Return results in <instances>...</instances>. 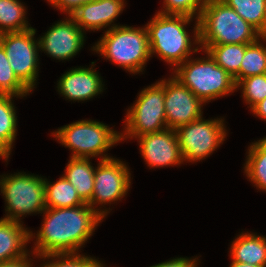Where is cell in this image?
I'll return each instance as SVG.
<instances>
[{
    "label": "cell",
    "mask_w": 266,
    "mask_h": 267,
    "mask_svg": "<svg viewBox=\"0 0 266 267\" xmlns=\"http://www.w3.org/2000/svg\"><path fill=\"white\" fill-rule=\"evenodd\" d=\"M266 147V137L259 140Z\"/></svg>",
    "instance_id": "8d00e7d4"
},
{
    "label": "cell",
    "mask_w": 266,
    "mask_h": 267,
    "mask_svg": "<svg viewBox=\"0 0 266 267\" xmlns=\"http://www.w3.org/2000/svg\"><path fill=\"white\" fill-rule=\"evenodd\" d=\"M95 169L90 158L70 157L63 175L75 187L85 203L93 196Z\"/></svg>",
    "instance_id": "ac0fdd59"
},
{
    "label": "cell",
    "mask_w": 266,
    "mask_h": 267,
    "mask_svg": "<svg viewBox=\"0 0 266 267\" xmlns=\"http://www.w3.org/2000/svg\"><path fill=\"white\" fill-rule=\"evenodd\" d=\"M44 220L36 235L33 253L37 257L48 254L78 253L103 218L88 204L75 207L46 208ZM36 236V237H34ZM77 251V252H76Z\"/></svg>",
    "instance_id": "6da1fadb"
},
{
    "label": "cell",
    "mask_w": 266,
    "mask_h": 267,
    "mask_svg": "<svg viewBox=\"0 0 266 267\" xmlns=\"http://www.w3.org/2000/svg\"><path fill=\"white\" fill-rule=\"evenodd\" d=\"M125 0H99L101 12V29L109 27L108 29L117 27L118 25L112 24L122 13ZM112 24V25H111ZM111 26V27H110Z\"/></svg>",
    "instance_id": "4dcf8cb0"
},
{
    "label": "cell",
    "mask_w": 266,
    "mask_h": 267,
    "mask_svg": "<svg viewBox=\"0 0 266 267\" xmlns=\"http://www.w3.org/2000/svg\"><path fill=\"white\" fill-rule=\"evenodd\" d=\"M22 257L17 260L7 261V262H0V267H33L34 265L31 264V258Z\"/></svg>",
    "instance_id": "836d02e7"
},
{
    "label": "cell",
    "mask_w": 266,
    "mask_h": 267,
    "mask_svg": "<svg viewBox=\"0 0 266 267\" xmlns=\"http://www.w3.org/2000/svg\"><path fill=\"white\" fill-rule=\"evenodd\" d=\"M52 134L60 144L72 150L71 157L94 158L101 155L100 160L113 158L105 152L121 141L119 132L95 120L76 121Z\"/></svg>",
    "instance_id": "8992f818"
},
{
    "label": "cell",
    "mask_w": 266,
    "mask_h": 267,
    "mask_svg": "<svg viewBox=\"0 0 266 267\" xmlns=\"http://www.w3.org/2000/svg\"><path fill=\"white\" fill-rule=\"evenodd\" d=\"M26 7L19 0H0V34L19 32L29 27Z\"/></svg>",
    "instance_id": "cb8c5ba5"
},
{
    "label": "cell",
    "mask_w": 266,
    "mask_h": 267,
    "mask_svg": "<svg viewBox=\"0 0 266 267\" xmlns=\"http://www.w3.org/2000/svg\"><path fill=\"white\" fill-rule=\"evenodd\" d=\"M71 17L77 26L84 32L85 30H101V12L99 0L83 4L71 15Z\"/></svg>",
    "instance_id": "f1b7e54d"
},
{
    "label": "cell",
    "mask_w": 266,
    "mask_h": 267,
    "mask_svg": "<svg viewBox=\"0 0 266 267\" xmlns=\"http://www.w3.org/2000/svg\"><path fill=\"white\" fill-rule=\"evenodd\" d=\"M31 91L18 79L0 43V95L25 97Z\"/></svg>",
    "instance_id": "484cf974"
},
{
    "label": "cell",
    "mask_w": 266,
    "mask_h": 267,
    "mask_svg": "<svg viewBox=\"0 0 266 267\" xmlns=\"http://www.w3.org/2000/svg\"><path fill=\"white\" fill-rule=\"evenodd\" d=\"M195 23V45L250 44L262 36L222 0H207Z\"/></svg>",
    "instance_id": "7a4b0ae2"
},
{
    "label": "cell",
    "mask_w": 266,
    "mask_h": 267,
    "mask_svg": "<svg viewBox=\"0 0 266 267\" xmlns=\"http://www.w3.org/2000/svg\"><path fill=\"white\" fill-rule=\"evenodd\" d=\"M97 165L93 196L88 204L104 219L109 211L96 209L98 208L96 205L104 207L106 203L121 201L130 189L131 173L124 162L115 158L100 160Z\"/></svg>",
    "instance_id": "8fae6325"
},
{
    "label": "cell",
    "mask_w": 266,
    "mask_h": 267,
    "mask_svg": "<svg viewBox=\"0 0 266 267\" xmlns=\"http://www.w3.org/2000/svg\"><path fill=\"white\" fill-rule=\"evenodd\" d=\"M266 36L259 37L245 48V54L240 65V80L250 76L266 74Z\"/></svg>",
    "instance_id": "d4e9b609"
},
{
    "label": "cell",
    "mask_w": 266,
    "mask_h": 267,
    "mask_svg": "<svg viewBox=\"0 0 266 267\" xmlns=\"http://www.w3.org/2000/svg\"><path fill=\"white\" fill-rule=\"evenodd\" d=\"M104 33L92 47V51L133 74L144 71L145 64L151 57L146 26L135 28L119 25Z\"/></svg>",
    "instance_id": "277c9868"
},
{
    "label": "cell",
    "mask_w": 266,
    "mask_h": 267,
    "mask_svg": "<svg viewBox=\"0 0 266 267\" xmlns=\"http://www.w3.org/2000/svg\"><path fill=\"white\" fill-rule=\"evenodd\" d=\"M35 28L0 34V43L18 79L32 91L38 77L39 41Z\"/></svg>",
    "instance_id": "30bf717a"
},
{
    "label": "cell",
    "mask_w": 266,
    "mask_h": 267,
    "mask_svg": "<svg viewBox=\"0 0 266 267\" xmlns=\"http://www.w3.org/2000/svg\"><path fill=\"white\" fill-rule=\"evenodd\" d=\"M91 67H78L64 73L57 81L58 92L66 99L73 101H85L103 92V80L100 74ZM93 66V67H92Z\"/></svg>",
    "instance_id": "9a60e30c"
},
{
    "label": "cell",
    "mask_w": 266,
    "mask_h": 267,
    "mask_svg": "<svg viewBox=\"0 0 266 267\" xmlns=\"http://www.w3.org/2000/svg\"><path fill=\"white\" fill-rule=\"evenodd\" d=\"M164 99V79L142 89L135 104L127 110L125 131L120 132L121 141L166 129Z\"/></svg>",
    "instance_id": "ba28073f"
},
{
    "label": "cell",
    "mask_w": 266,
    "mask_h": 267,
    "mask_svg": "<svg viewBox=\"0 0 266 267\" xmlns=\"http://www.w3.org/2000/svg\"><path fill=\"white\" fill-rule=\"evenodd\" d=\"M262 36H266V0H222Z\"/></svg>",
    "instance_id": "7402d4cb"
},
{
    "label": "cell",
    "mask_w": 266,
    "mask_h": 267,
    "mask_svg": "<svg viewBox=\"0 0 266 267\" xmlns=\"http://www.w3.org/2000/svg\"><path fill=\"white\" fill-rule=\"evenodd\" d=\"M164 90L167 128L176 130L203 116L205 103L174 76L164 79Z\"/></svg>",
    "instance_id": "7c38bea8"
},
{
    "label": "cell",
    "mask_w": 266,
    "mask_h": 267,
    "mask_svg": "<svg viewBox=\"0 0 266 267\" xmlns=\"http://www.w3.org/2000/svg\"><path fill=\"white\" fill-rule=\"evenodd\" d=\"M49 182L45 178L46 208L75 207L86 204L78 195L75 187L63 175L56 182Z\"/></svg>",
    "instance_id": "44dd1931"
},
{
    "label": "cell",
    "mask_w": 266,
    "mask_h": 267,
    "mask_svg": "<svg viewBox=\"0 0 266 267\" xmlns=\"http://www.w3.org/2000/svg\"><path fill=\"white\" fill-rule=\"evenodd\" d=\"M244 173L256 188L266 192V147L258 140L248 147Z\"/></svg>",
    "instance_id": "603a6c76"
},
{
    "label": "cell",
    "mask_w": 266,
    "mask_h": 267,
    "mask_svg": "<svg viewBox=\"0 0 266 267\" xmlns=\"http://www.w3.org/2000/svg\"><path fill=\"white\" fill-rule=\"evenodd\" d=\"M11 95H0V157L6 162L17 132V116Z\"/></svg>",
    "instance_id": "ffe728a7"
},
{
    "label": "cell",
    "mask_w": 266,
    "mask_h": 267,
    "mask_svg": "<svg viewBox=\"0 0 266 267\" xmlns=\"http://www.w3.org/2000/svg\"><path fill=\"white\" fill-rule=\"evenodd\" d=\"M248 44L199 45L217 65L226 70L237 83L240 80V65Z\"/></svg>",
    "instance_id": "d6986e66"
},
{
    "label": "cell",
    "mask_w": 266,
    "mask_h": 267,
    "mask_svg": "<svg viewBox=\"0 0 266 267\" xmlns=\"http://www.w3.org/2000/svg\"><path fill=\"white\" fill-rule=\"evenodd\" d=\"M224 119L205 120L203 117L178 127V137L183 160L196 162L206 159L226 138Z\"/></svg>",
    "instance_id": "9c48e42d"
},
{
    "label": "cell",
    "mask_w": 266,
    "mask_h": 267,
    "mask_svg": "<svg viewBox=\"0 0 266 267\" xmlns=\"http://www.w3.org/2000/svg\"><path fill=\"white\" fill-rule=\"evenodd\" d=\"M242 89V98L250 109L266 98V74L254 75L239 80L236 89Z\"/></svg>",
    "instance_id": "83f0119b"
},
{
    "label": "cell",
    "mask_w": 266,
    "mask_h": 267,
    "mask_svg": "<svg viewBox=\"0 0 266 267\" xmlns=\"http://www.w3.org/2000/svg\"><path fill=\"white\" fill-rule=\"evenodd\" d=\"M232 261L266 267V237L241 233L230 246Z\"/></svg>",
    "instance_id": "e0dca14e"
},
{
    "label": "cell",
    "mask_w": 266,
    "mask_h": 267,
    "mask_svg": "<svg viewBox=\"0 0 266 267\" xmlns=\"http://www.w3.org/2000/svg\"><path fill=\"white\" fill-rule=\"evenodd\" d=\"M37 258L43 259L45 263L40 267H105L97 259L79 253L48 254ZM46 259L48 261L45 262Z\"/></svg>",
    "instance_id": "4316f807"
},
{
    "label": "cell",
    "mask_w": 266,
    "mask_h": 267,
    "mask_svg": "<svg viewBox=\"0 0 266 267\" xmlns=\"http://www.w3.org/2000/svg\"><path fill=\"white\" fill-rule=\"evenodd\" d=\"M140 143V151L151 168L175 166L184 163L178 137L174 129L144 134L135 138Z\"/></svg>",
    "instance_id": "5bb4252c"
},
{
    "label": "cell",
    "mask_w": 266,
    "mask_h": 267,
    "mask_svg": "<svg viewBox=\"0 0 266 267\" xmlns=\"http://www.w3.org/2000/svg\"><path fill=\"white\" fill-rule=\"evenodd\" d=\"M207 54L206 59L188 58L176 69L173 76L190 89L204 103L236 91L234 78ZM191 59V60H190Z\"/></svg>",
    "instance_id": "5b68a950"
},
{
    "label": "cell",
    "mask_w": 266,
    "mask_h": 267,
    "mask_svg": "<svg viewBox=\"0 0 266 267\" xmlns=\"http://www.w3.org/2000/svg\"><path fill=\"white\" fill-rule=\"evenodd\" d=\"M207 0H164L163 8L158 13L166 15H183L199 19Z\"/></svg>",
    "instance_id": "f546056e"
},
{
    "label": "cell",
    "mask_w": 266,
    "mask_h": 267,
    "mask_svg": "<svg viewBox=\"0 0 266 267\" xmlns=\"http://www.w3.org/2000/svg\"><path fill=\"white\" fill-rule=\"evenodd\" d=\"M193 18L183 15L156 13L147 23L150 56L157 54L166 63L176 69L187 60L191 53H196L198 46L192 48V41L186 31ZM153 54V55H152ZM175 66V68H174Z\"/></svg>",
    "instance_id": "3957f363"
},
{
    "label": "cell",
    "mask_w": 266,
    "mask_h": 267,
    "mask_svg": "<svg viewBox=\"0 0 266 267\" xmlns=\"http://www.w3.org/2000/svg\"><path fill=\"white\" fill-rule=\"evenodd\" d=\"M251 111L253 112L254 115L266 121V98L262 100L260 103L256 104L251 109Z\"/></svg>",
    "instance_id": "e575fe53"
},
{
    "label": "cell",
    "mask_w": 266,
    "mask_h": 267,
    "mask_svg": "<svg viewBox=\"0 0 266 267\" xmlns=\"http://www.w3.org/2000/svg\"><path fill=\"white\" fill-rule=\"evenodd\" d=\"M196 258L177 257L150 267H198V257Z\"/></svg>",
    "instance_id": "d6a6232c"
},
{
    "label": "cell",
    "mask_w": 266,
    "mask_h": 267,
    "mask_svg": "<svg viewBox=\"0 0 266 267\" xmlns=\"http://www.w3.org/2000/svg\"><path fill=\"white\" fill-rule=\"evenodd\" d=\"M0 188L7 212L3 219L22 222L21 217L41 213L45 205V178L26 173L0 176Z\"/></svg>",
    "instance_id": "52a82bcc"
},
{
    "label": "cell",
    "mask_w": 266,
    "mask_h": 267,
    "mask_svg": "<svg viewBox=\"0 0 266 267\" xmlns=\"http://www.w3.org/2000/svg\"><path fill=\"white\" fill-rule=\"evenodd\" d=\"M93 1L95 0H53L50 4L53 8H58L68 16H71L83 4Z\"/></svg>",
    "instance_id": "1f68e13d"
},
{
    "label": "cell",
    "mask_w": 266,
    "mask_h": 267,
    "mask_svg": "<svg viewBox=\"0 0 266 267\" xmlns=\"http://www.w3.org/2000/svg\"><path fill=\"white\" fill-rule=\"evenodd\" d=\"M30 231L17 221L0 219V262L30 257L26 248Z\"/></svg>",
    "instance_id": "2e32d148"
},
{
    "label": "cell",
    "mask_w": 266,
    "mask_h": 267,
    "mask_svg": "<svg viewBox=\"0 0 266 267\" xmlns=\"http://www.w3.org/2000/svg\"><path fill=\"white\" fill-rule=\"evenodd\" d=\"M230 267H259V266H255V265L247 264V263H240L237 261H232Z\"/></svg>",
    "instance_id": "d590c367"
},
{
    "label": "cell",
    "mask_w": 266,
    "mask_h": 267,
    "mask_svg": "<svg viewBox=\"0 0 266 267\" xmlns=\"http://www.w3.org/2000/svg\"><path fill=\"white\" fill-rule=\"evenodd\" d=\"M68 17L52 25L38 40L39 50L59 61L74 57L83 48L85 41L84 31L71 16Z\"/></svg>",
    "instance_id": "4fadbf2b"
}]
</instances>
